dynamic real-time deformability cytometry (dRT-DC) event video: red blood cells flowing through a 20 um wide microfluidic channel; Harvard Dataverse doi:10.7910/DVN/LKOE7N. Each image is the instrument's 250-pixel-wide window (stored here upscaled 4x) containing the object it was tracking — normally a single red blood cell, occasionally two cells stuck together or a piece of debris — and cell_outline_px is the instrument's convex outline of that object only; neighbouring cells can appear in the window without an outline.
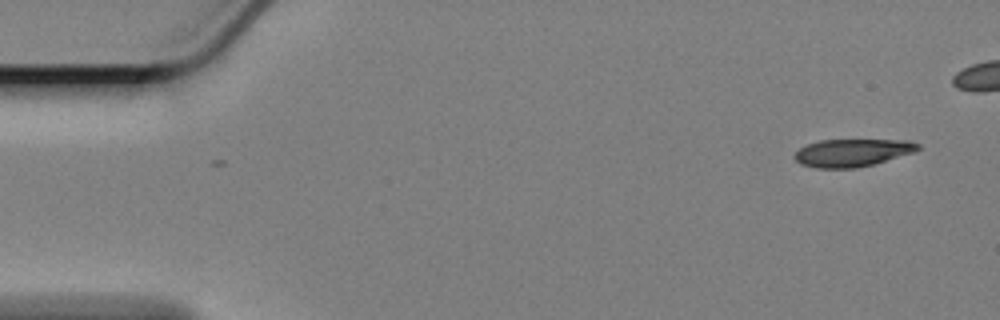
{"species": "Egyptian fruit bat (a non-hibernating species)", "species_latin": "Rousettus aegyptiacus", "temperature_condition": "cold", "stored_images_in_passage": 49, "camera_frame_rate_fps": 3000, "um_per_image_px": 0.085, "animal": {"sex": "female"}, "frame": {"image": 1, "passage_image": 1, "time_ms": 0.0, "image_size_px": [1000, 320], "cell_outline_px": [[920, 148], [916, 152], [872, 164], [856, 168], [816, 168], [800, 164], [792, 156], [800, 148], [808, 144], [820, 140], [912, 140], [920, 144]], "centroid_in_image_um": [72.47, 12.98], "position_along_channel_um": 12.5, "area_um2": 19.94}}
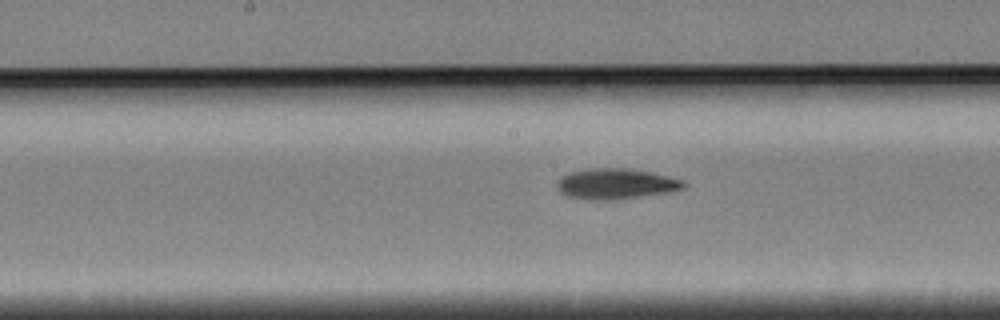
{"frame": {"image": 2, "passage_image": 27, "time_ms": 8.667, "image_size_px": [1000, 320], "cell_outline_px": [[688, 184], [684, 188], [668, 192], [616, 200], [584, 200], [568, 196], [560, 192], [556, 188], [556, 180], [560, 176], [568, 172], [588, 168], [628, 168], [668, 176], [684, 180]], "centroid_in_image_um": [52.29, 15.63], "position_along_channel_um": 195.9, "area_um2": 22.95}}
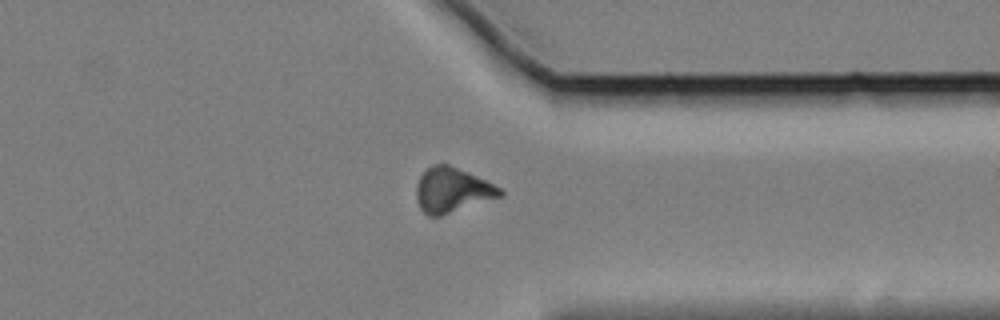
{"frame": {"image": 3, "passage_image": 43, "time_ms": 14.0, "image_size_px": [1000, 320], "cell_outline_px": [[504, 196], [440, 216], [428, 216], [420, 208], [416, 200], [416, 184], [420, 176], [432, 164], [448, 164], [468, 172], [500, 188], [504, 192]], "centroid_in_image_um": [38.42, 16.17], "position_along_channel_um": 373.0, "area_um2": 21.85}}